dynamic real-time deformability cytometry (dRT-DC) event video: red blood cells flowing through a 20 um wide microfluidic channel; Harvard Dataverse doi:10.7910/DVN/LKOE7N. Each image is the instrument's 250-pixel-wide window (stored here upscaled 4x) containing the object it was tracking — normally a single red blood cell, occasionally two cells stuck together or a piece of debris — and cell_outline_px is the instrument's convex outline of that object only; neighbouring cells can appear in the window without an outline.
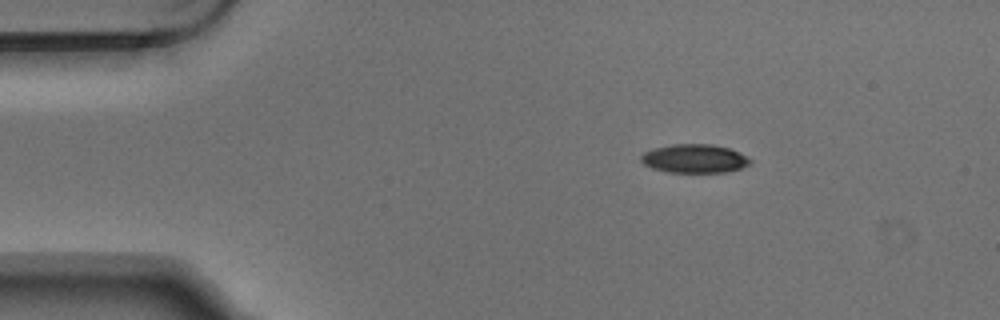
{"species": "Egyptian fruit bat (a non-hibernating species)", "species_latin": "Rousettus aegyptiacus", "temperature_condition": "warm", "stored_images_in_passage": 3, "camera_frame_rate_fps": 3000, "um_per_image_px": 0.085, "animal": {"sex": "male"}, "frame": {"image": 1, "passage_image": 1, "time_ms": 0.0, "image_size_px": [1000, 320], "cell_outline_px": [[752, 164], [740, 168], [724, 172], [668, 172], [652, 168], [644, 164], [640, 160], [640, 156], [644, 152], [652, 148], [672, 144], [712, 144], [728, 148], [752, 160]], "centroid_in_image_um": [58.99, 13.48], "position_along_channel_um": 26.0, "area_um2": 18.15}}